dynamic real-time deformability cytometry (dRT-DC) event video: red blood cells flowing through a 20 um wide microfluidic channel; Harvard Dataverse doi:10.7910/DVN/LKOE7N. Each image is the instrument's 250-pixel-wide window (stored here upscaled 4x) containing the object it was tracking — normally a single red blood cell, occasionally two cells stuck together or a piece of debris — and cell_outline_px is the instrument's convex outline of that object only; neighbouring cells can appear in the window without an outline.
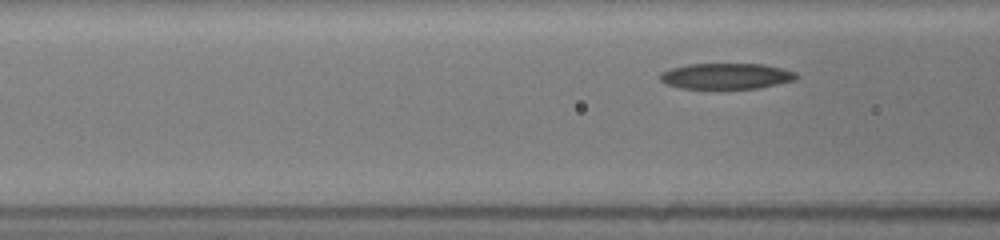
{"species": "common noctule bat (a hibernating species)", "species_latin": "Nyctalus noctula", "temperature_condition": "room temperature", "stored_images_in_passage": 5, "camera_frame_rate_fps": 3000, "um_per_image_px": 0.085, "animal": {"sex": "female", "body_mass_g": 19.5, "forearm_length_mm": 54.1}, "frame": {"image": 1, "passage_image": 5, "time_ms": 3.667, "image_size_px": [1000, 240], "cell_outline_px": [[800, 76], [796, 80], [756, 88], [680, 88], [668, 84], [660, 80], [660, 72], [672, 68], [688, 64], [764, 64], [796, 72]], "centroid_in_image_um": [61.75, 6.46], "position_along_channel_um": 104.9, "area_um2": 20.35}}